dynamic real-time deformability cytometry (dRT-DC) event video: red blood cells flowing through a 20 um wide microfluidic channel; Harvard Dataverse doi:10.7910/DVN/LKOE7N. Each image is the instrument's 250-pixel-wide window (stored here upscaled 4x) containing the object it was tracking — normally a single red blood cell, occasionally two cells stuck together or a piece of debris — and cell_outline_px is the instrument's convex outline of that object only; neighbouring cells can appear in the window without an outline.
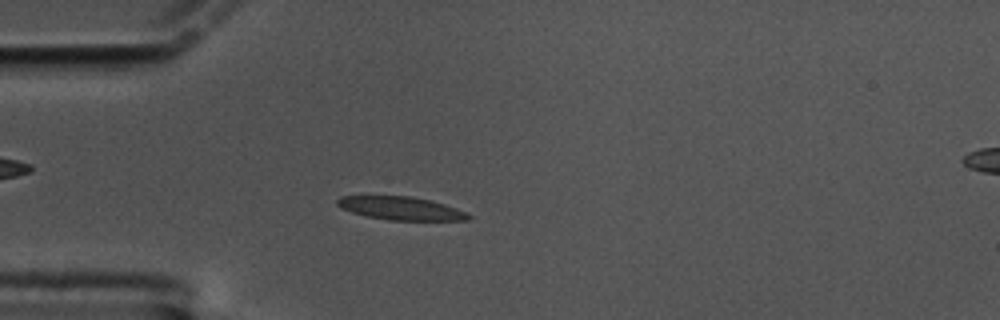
{"species": "common noctule bat (a hibernating species)", "species_latin": "Nyctalus noctula", "temperature_condition": "cold", "stored_images_in_passage": 60, "camera_frame_rate_fps": 3000, "um_per_image_px": 0.085, "animal": {"sex": "male", "body_mass_g": 17.5, "forearm_length_mm": 52.3}, "frame": {"image": 1, "passage_image": 16, "time_ms": 5.0, "image_size_px": [1000, 320], "cell_outline_px": [[472, 216], [468, 220], [388, 220], [368, 216], [352, 212], [336, 204], [336, 200], [340, 196], [412, 196], [444, 204], [468, 212]], "centroid_in_image_um": [34.11, 17.7], "position_along_channel_um": 50.9, "area_um2": 17.57}}
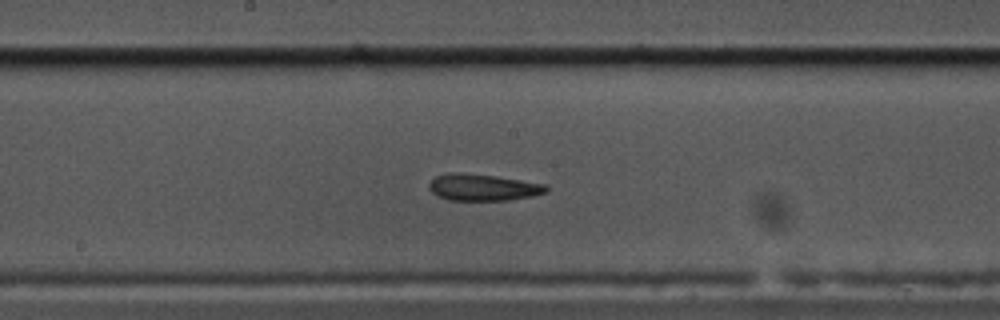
{"frame": {"image": 2, "passage_image": 31, "time_ms": 10.0, "image_size_px": [1000, 320], "cell_outline_px": [[548, 192], [532, 196], [508, 200], [448, 200], [436, 196], [428, 188], [428, 184], [436, 176], [448, 172], [456, 172], [496, 176], [548, 184]], "centroid_in_image_um": [41.05, 15.92], "position_along_channel_um": 207.1, "area_um2": 18.38}}
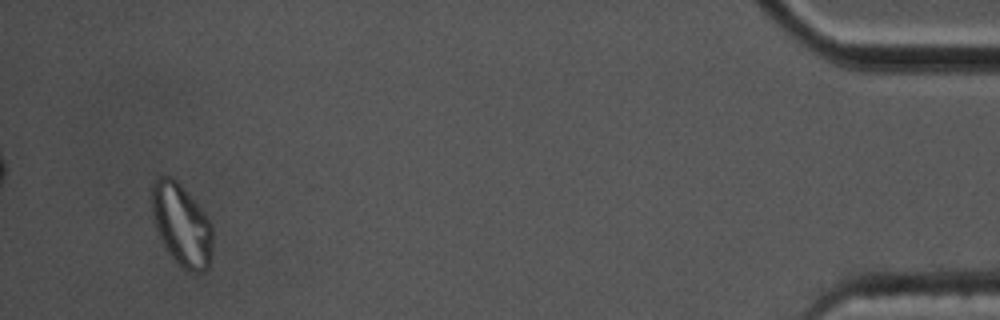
{"frame": {"image": 3, "passage_image": 57, "time_ms": 18.667, "image_size_px": [1000, 320], "cell_outline_px": [[212, 252], [208, 268], [204, 272], [188, 272], [168, 252], [156, 228], [152, 216], [148, 192], [152, 184], [160, 176], [172, 176], [180, 184], [204, 212], [212, 224]], "centroid_in_image_um": [15.41, 19.08], "position_along_channel_um": 419.8, "area_um2": 29.3}, "authors_computed_cell_mechanics": {"area_um2": 18.3226, "velocity_mm_per_s": 3.3329, "shape_relaxation_time_tau1_ms": null, "shape_relaxation_time_tau2_ms": 6.8113, "deformation_change_tau1": null, "deformation_change_tau2": 0.1266}}